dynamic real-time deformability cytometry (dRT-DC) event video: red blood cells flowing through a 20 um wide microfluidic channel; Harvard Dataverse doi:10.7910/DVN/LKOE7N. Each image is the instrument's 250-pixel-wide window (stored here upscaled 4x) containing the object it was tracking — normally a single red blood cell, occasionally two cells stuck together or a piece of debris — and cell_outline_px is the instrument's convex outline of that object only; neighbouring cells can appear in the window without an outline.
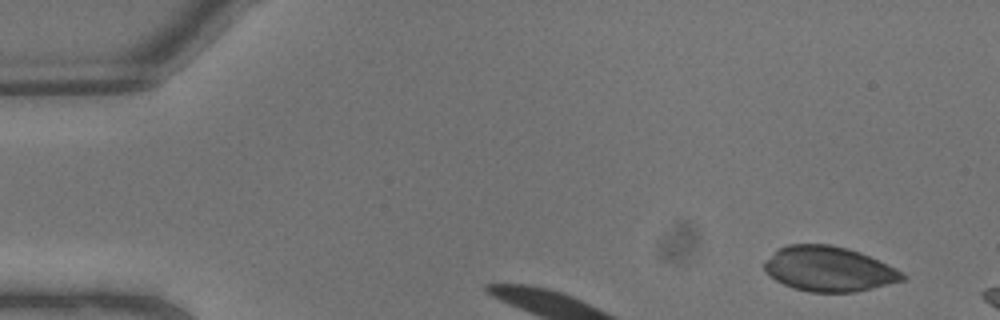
{"species": "common noctule bat (a hibernating species)", "species_latin": "Nyctalus noctula", "temperature_condition": "warm", "stored_images_in_passage": 3, "camera_frame_rate_fps": 3000, "um_per_image_px": 0.085, "animal": {"sex": "male", "body_mass_g": 13.3}, "frame": {"image": 1, "passage_image": 1, "time_ms": 0.0, "image_size_px": [1000, 320], "cell_outline_px": [[904, 280], [872, 288], [852, 292], [808, 292], [784, 284], [776, 280], [764, 272], [764, 260], [776, 248], [788, 244], [832, 244], [848, 248], [860, 252], [896, 268], [904, 276]], "centroid_in_image_um": [70.39, 22.84], "position_along_channel_um": 14.6, "area_um2": 36.18}}